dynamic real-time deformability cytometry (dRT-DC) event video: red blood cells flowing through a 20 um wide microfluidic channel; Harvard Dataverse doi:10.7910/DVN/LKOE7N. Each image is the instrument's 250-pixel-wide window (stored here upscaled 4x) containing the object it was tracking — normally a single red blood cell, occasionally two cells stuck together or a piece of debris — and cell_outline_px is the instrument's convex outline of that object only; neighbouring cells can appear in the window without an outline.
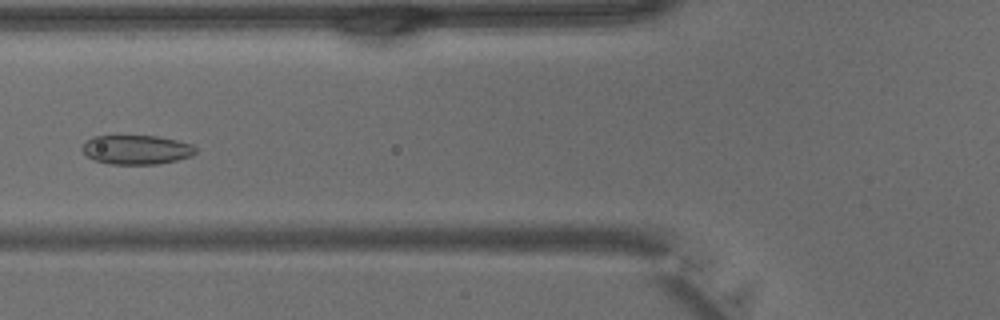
{"species": "common noctule bat (a hibernating species)", "species_latin": "Nyctalus noctula", "temperature_condition": "warm", "stored_images_in_passage": 41, "camera_frame_rate_fps": 3000, "um_per_image_px": 0.085, "animal": {"sex": "male", "body_mass_g": 15.6}, "frame": {"image": 1, "passage_image": 16, "time_ms": 5.0, "image_size_px": [1000, 320], "cell_outline_px": [[196, 152], [192, 156], [176, 160], [156, 164], [108, 164], [96, 160], [88, 156], [80, 148], [84, 140], [92, 136], [156, 136], [176, 140], [192, 144], [196, 148]], "centroid_in_image_um": [11.57, 12.72], "position_along_channel_um": 114.2, "area_um2": 19.36}}
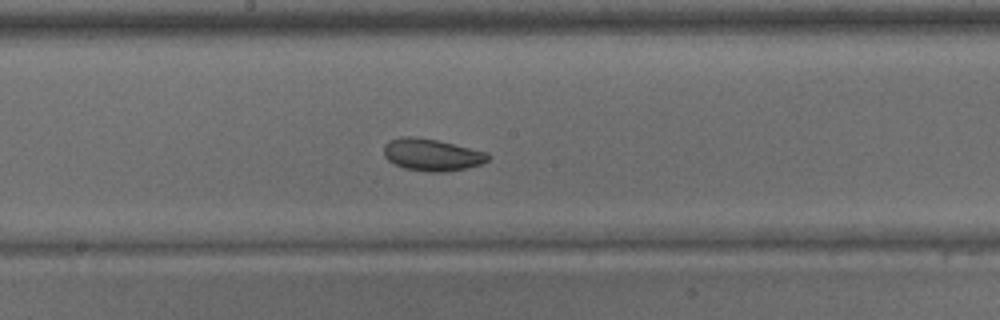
{"frame": {"image": 2, "passage_image": 22, "time_ms": 7.0, "image_size_px": [1000, 320], "cell_outline_px": [[488, 160], [480, 164], [464, 168], [444, 172], [428, 172], [404, 168], [388, 160], [384, 156], [384, 144], [388, 140], [400, 136], [412, 136], [436, 140], [488, 152]], "centroid_in_image_um": [36.66, 13.14], "position_along_channel_um": 211.5, "area_um2": 19.36}}
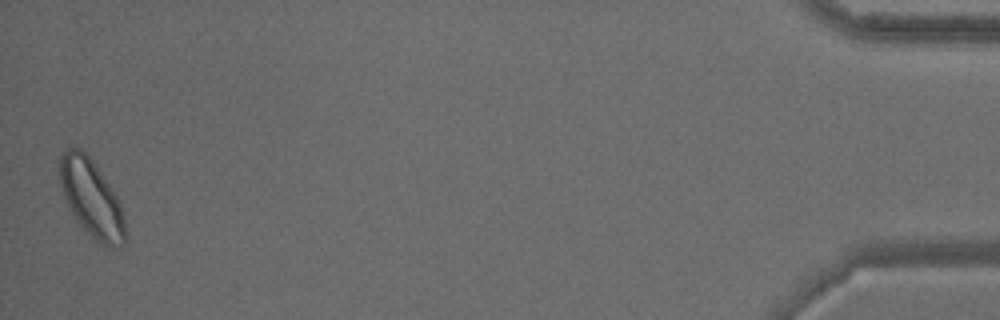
{"frame": {"image": 3, "passage_image": 41, "time_ms": 13.333, "image_size_px": [1000, 320], "cell_outline_px": [[124, 244], [120, 248], [104, 248], [80, 228], [68, 208], [60, 184], [60, 156], [68, 148], [80, 148], [92, 160], [112, 188], [120, 200], [124, 216]], "centroid_in_image_um": [7.78, 16.93], "position_along_channel_um": 427.4, "area_um2": 29.94}}